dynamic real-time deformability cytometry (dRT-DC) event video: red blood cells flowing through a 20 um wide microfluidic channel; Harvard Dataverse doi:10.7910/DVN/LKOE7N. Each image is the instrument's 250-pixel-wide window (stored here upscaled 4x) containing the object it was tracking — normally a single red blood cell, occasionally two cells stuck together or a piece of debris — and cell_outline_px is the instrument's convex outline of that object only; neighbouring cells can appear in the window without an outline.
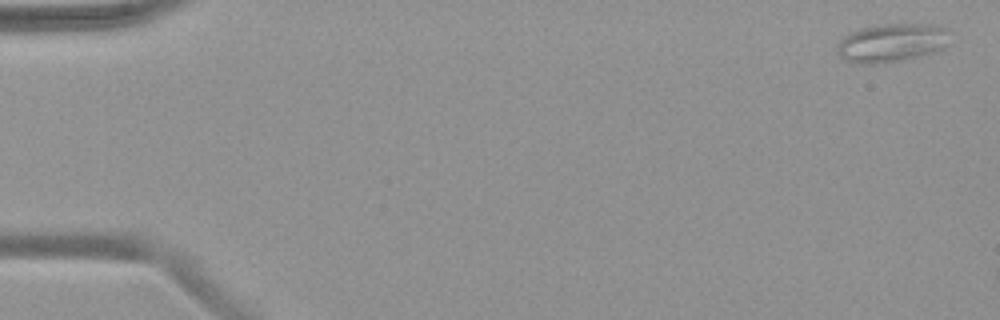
{"species": "common noctule bat (a hibernating species)", "species_latin": "Nyctalus noctula", "temperature_condition": "warm", "stored_images_in_passage": 9, "camera_frame_rate_fps": 3000, "um_per_image_px": 0.085, "animal": {"sex": "female", "body_mass_g": 19.9}, "frame": {"image": 1, "passage_image": 2, "time_ms": 0.333, "image_size_px": [1000, 320], "cell_outline_px": [[948, 44], [944, 48], [936, 52], [904, 60], [884, 64], [860, 64], [844, 60], [840, 56], [836, 48], [840, 40], [848, 32], [860, 28], [876, 24], [932, 24], [948, 28]], "centroid_in_image_um": [75.79, 3.64], "position_along_channel_um": 9.2, "area_um2": 25.89}}